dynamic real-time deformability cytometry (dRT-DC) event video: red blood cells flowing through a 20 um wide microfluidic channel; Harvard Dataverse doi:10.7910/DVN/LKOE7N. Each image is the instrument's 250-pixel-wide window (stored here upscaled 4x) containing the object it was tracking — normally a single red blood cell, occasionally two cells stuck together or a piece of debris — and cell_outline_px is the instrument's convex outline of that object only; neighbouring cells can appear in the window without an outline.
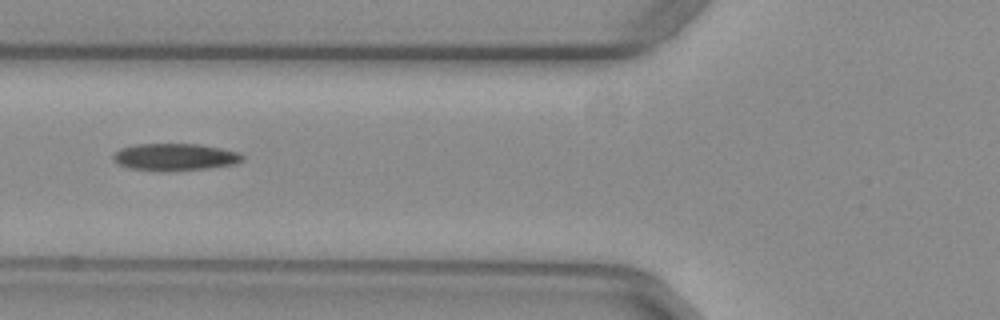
{"species": "common noctule bat (a hibernating species)", "species_latin": "Nyctalus noctula", "temperature_condition": "warm", "stored_images_in_passage": 38, "camera_frame_rate_fps": 3000, "um_per_image_px": 0.085, "animal": {"sex": "female", "body_mass_g": 29.2, "forearm_length_mm": 56.3}, "frame": {"image": 1, "passage_image": 6, "time_ms": 1.667, "image_size_px": [1000, 320], "cell_outline_px": [[244, 160], [236, 164], [208, 168], [160, 172], [132, 168], [120, 164], [112, 156], [120, 148], [136, 144], [200, 144], [240, 152], [244, 156]], "centroid_in_image_um": [14.93, 13.35], "position_along_channel_um": 110.9, "area_um2": 20.46}}
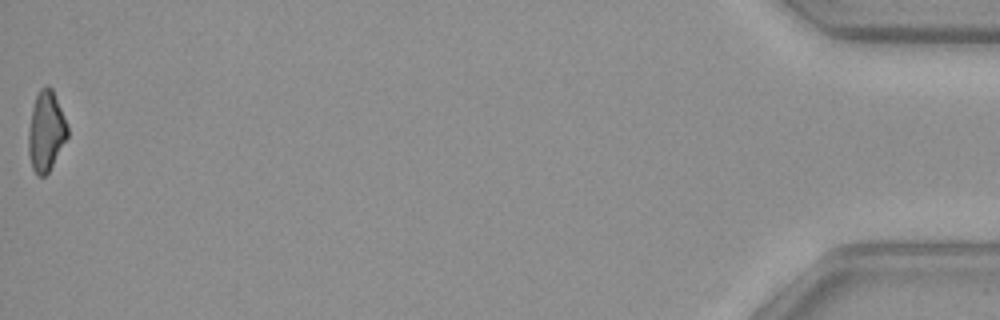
{"frame": {"image": 2, "passage_image": 38, "time_ms": 12.333, "image_size_px": [1000, 320], "cell_outline_px": [[68, 136], [48, 172], [44, 176], [36, 176], [32, 168], [28, 152], [28, 132], [32, 108], [36, 96], [40, 88], [48, 84], [52, 88], [68, 124]], "centroid_in_image_um": [3.91, 11.14], "position_along_channel_um": 431.3, "area_um2": 18.26}}